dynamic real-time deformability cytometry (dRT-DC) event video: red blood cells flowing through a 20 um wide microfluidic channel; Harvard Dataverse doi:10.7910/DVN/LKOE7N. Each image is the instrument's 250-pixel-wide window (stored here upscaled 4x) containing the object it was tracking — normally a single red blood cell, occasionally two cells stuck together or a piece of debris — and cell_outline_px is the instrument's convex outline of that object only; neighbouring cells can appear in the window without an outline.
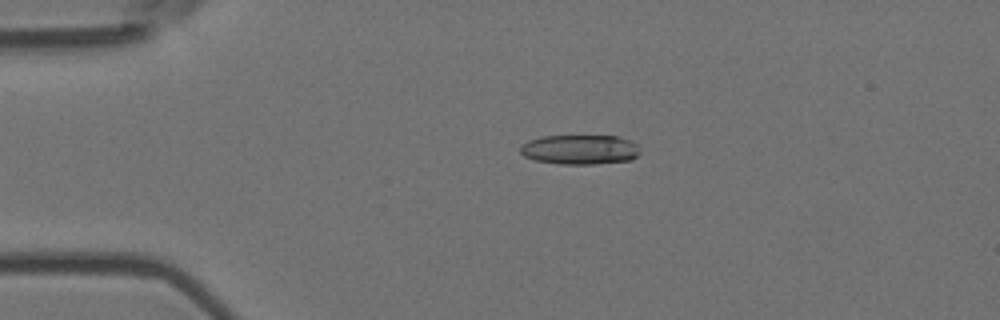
{"species": "Egyptian fruit bat (a non-hibernating species)", "species_latin": "Rousettus aegyptiacus", "temperature_condition": "room temperature", "stored_images_in_passage": 5, "camera_frame_rate_fps": 3000, "um_per_image_px": 0.085, "animal": {"sex": "female"}, "frame": {"image": 1, "passage_image": 4, "time_ms": 1.0, "image_size_px": [1000, 320], "cell_outline_px": [[640, 152], [632, 160], [592, 164], [560, 164], [536, 160], [524, 156], [520, 152], [520, 144], [528, 140], [540, 136], [616, 136], [628, 140], [636, 144]], "centroid_in_image_um": [49.25, 12.71], "position_along_channel_um": 35.7, "area_um2": 20.69}}